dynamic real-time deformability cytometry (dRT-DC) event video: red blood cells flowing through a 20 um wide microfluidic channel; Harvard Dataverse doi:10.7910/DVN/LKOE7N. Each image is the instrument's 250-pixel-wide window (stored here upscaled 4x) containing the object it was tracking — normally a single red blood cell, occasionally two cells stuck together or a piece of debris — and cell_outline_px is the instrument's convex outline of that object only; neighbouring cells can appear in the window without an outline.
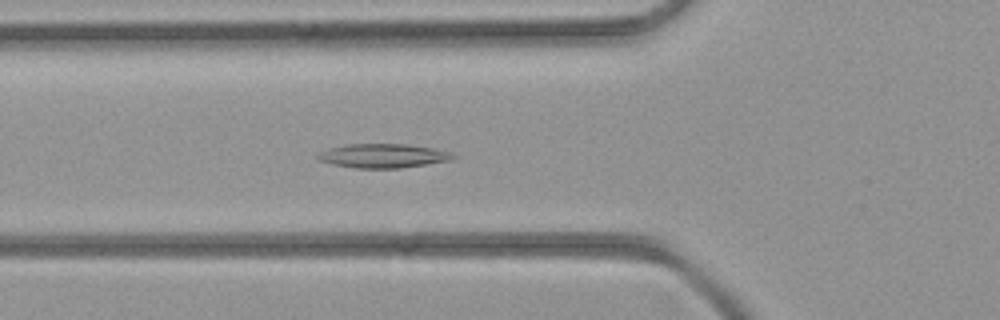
{"species": "common noctule bat (a hibernating species)", "species_latin": "Nyctalus noctula", "temperature_condition": "room temperature", "stored_images_in_passage": 44, "camera_frame_rate_fps": 3000, "um_per_image_px": 0.085, "animal": {"sex": "female", "body_mass_g": 21.9}, "frame": {"image": 1, "passage_image": 16, "time_ms": 5.0, "image_size_px": [1000, 320], "cell_outline_px": [[456, 156], [452, 160], [428, 164], [400, 168], [356, 168], [332, 164], [320, 160], [316, 156], [320, 152], [328, 148], [348, 144], [408, 144], [432, 148], [448, 152]], "centroid_in_image_um": [32.55, 13.24], "position_along_channel_um": 93.2, "area_um2": 18.84}}
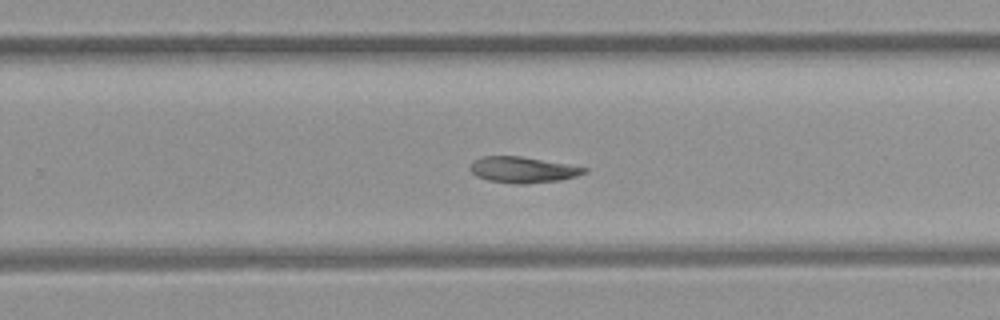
{"frame": {"image": 2, "passage_image": 28, "time_ms": 9.0, "image_size_px": [1000, 320], "cell_outline_px": [[588, 172], [576, 176], [560, 180], [524, 184], [512, 184], [488, 180], [476, 176], [468, 168], [472, 160], [480, 156], [520, 156], [568, 164], [588, 168]], "centroid_in_image_um": [44.4, 14.43], "position_along_channel_um": 285.4, "area_um2": 17.46}}
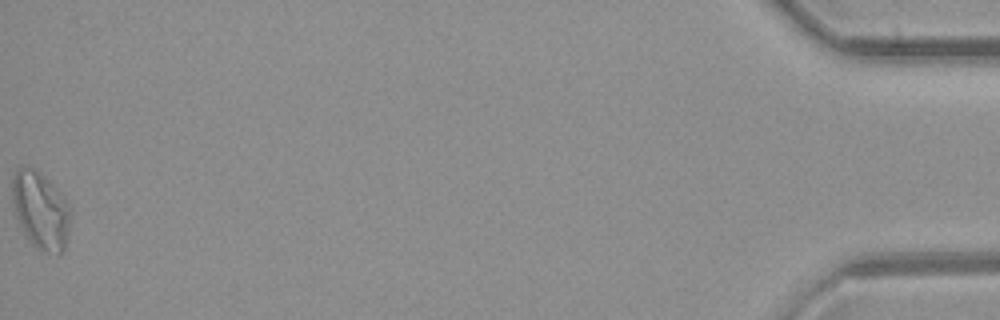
{"frame": {"image": 3, "passage_image": 44, "time_ms": 14.333, "image_size_px": [1000, 320], "cell_outline_px": [[72, 216], [64, 252], [56, 256], [36, 248], [32, 244], [20, 224], [16, 216], [12, 204], [12, 176], [16, 168], [28, 164], [40, 172], [52, 184], [68, 204]], "centroid_in_image_um": [3.45, 17.87], "position_along_channel_um": 431.7, "area_um2": 26.59}}